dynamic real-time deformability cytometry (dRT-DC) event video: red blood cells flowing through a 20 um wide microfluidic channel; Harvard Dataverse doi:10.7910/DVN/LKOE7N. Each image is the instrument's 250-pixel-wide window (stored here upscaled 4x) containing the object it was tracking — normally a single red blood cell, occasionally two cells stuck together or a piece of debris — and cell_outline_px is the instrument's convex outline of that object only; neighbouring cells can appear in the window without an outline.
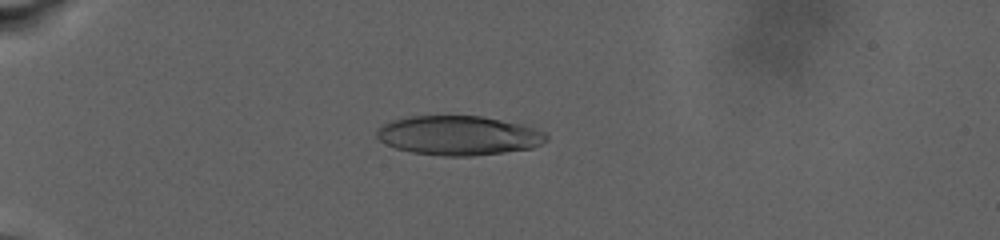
{"species": "human", "species_latin": "Homo sapiens", "temperature_condition": "warm", "stored_images_in_passage": 52, "camera_frame_rate_fps": 3000, "um_per_image_px": 0.085, "donor": {"sex": "male"}, "frame": {"image": 1, "passage_image": 18, "time_ms": 8.667, "image_size_px": [1000, 240], "cell_outline_px": [[548, 140], [532, 148], [504, 152], [472, 156], [444, 156], [412, 152], [396, 148], [384, 144], [376, 136], [376, 132], [384, 124], [392, 120], [408, 116], [480, 116], [524, 124], [544, 132], [548, 136]], "centroid_in_image_um": [38.99, 11.51], "position_along_channel_um": 46.0, "area_um2": 38.9}}
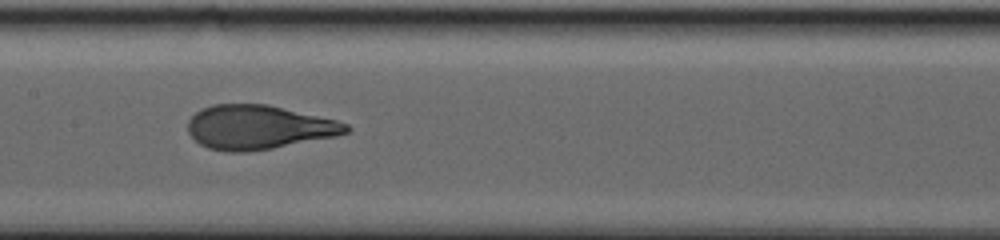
{"frame": {"image": 2, "passage_image": 37, "time_ms": 16.0, "image_size_px": [1000, 240], "cell_outline_px": [[352, 128], [348, 132], [336, 136], [272, 148], [244, 152], [228, 152], [208, 148], [200, 144], [188, 132], [188, 120], [200, 108], [212, 104], [268, 104], [336, 120], [348, 124]], "centroid_in_image_um": [21.97, 10.81], "position_along_channel_um": 185.4, "area_um2": 40.63}}
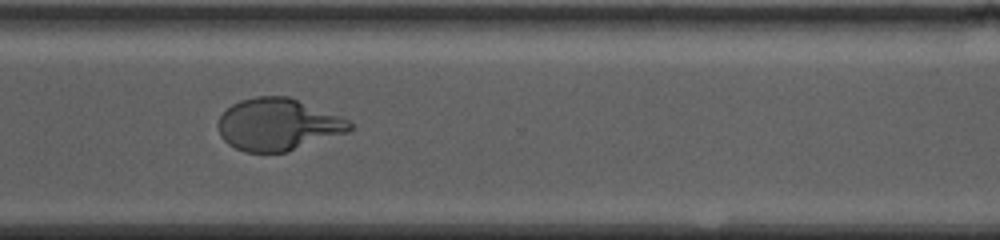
{"frame": {"image": 3, "passage_image": 51, "time_ms": 22.333, "image_size_px": [1000, 240], "cell_outline_px": [[352, 128], [348, 132], [288, 152], [244, 152], [228, 144], [220, 136], [216, 124], [220, 116], [232, 104], [240, 100], [256, 96], [288, 96], [340, 116], [348, 120], [352, 124]], "centroid_in_image_um": [23.6, 10.59], "position_along_channel_um": 347.0, "area_um2": 40.0}}